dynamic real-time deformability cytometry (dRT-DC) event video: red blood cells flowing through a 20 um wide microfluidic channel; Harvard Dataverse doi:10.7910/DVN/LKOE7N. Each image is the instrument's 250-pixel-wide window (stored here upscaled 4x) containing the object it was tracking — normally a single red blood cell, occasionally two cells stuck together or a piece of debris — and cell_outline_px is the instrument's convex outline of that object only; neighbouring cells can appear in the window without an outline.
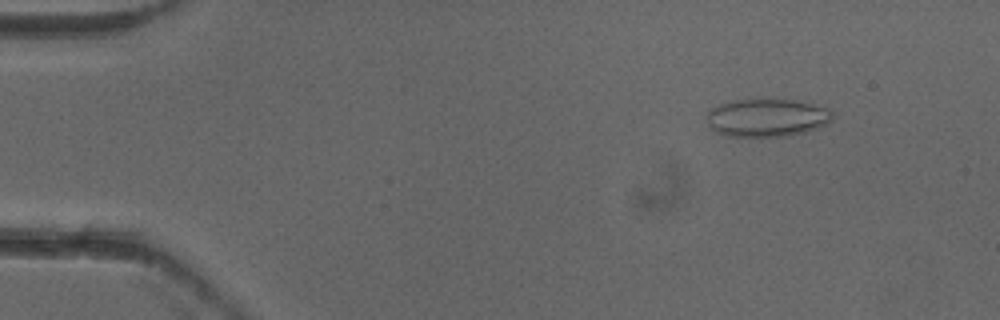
{"species": "common noctule bat (a hibernating species)", "species_latin": "Nyctalus noctula", "temperature_condition": "cold", "stored_images_in_passage": 4, "camera_frame_rate_fps": 3000, "um_per_image_px": 0.085, "animal": {"sex": "female"}, "frame": {"image": 1, "passage_image": 1, "time_ms": 0.0, "image_size_px": [1000, 320], "cell_outline_px": [[832, 120], [828, 124], [820, 128], [804, 132], [784, 136], [728, 136], [716, 132], [708, 124], [708, 112], [712, 108], [720, 104], [736, 100], [796, 100], [828, 108], [832, 112]], "centroid_in_image_um": [65.23, 10.01], "position_along_channel_um": 19.8, "area_um2": 27.57}}